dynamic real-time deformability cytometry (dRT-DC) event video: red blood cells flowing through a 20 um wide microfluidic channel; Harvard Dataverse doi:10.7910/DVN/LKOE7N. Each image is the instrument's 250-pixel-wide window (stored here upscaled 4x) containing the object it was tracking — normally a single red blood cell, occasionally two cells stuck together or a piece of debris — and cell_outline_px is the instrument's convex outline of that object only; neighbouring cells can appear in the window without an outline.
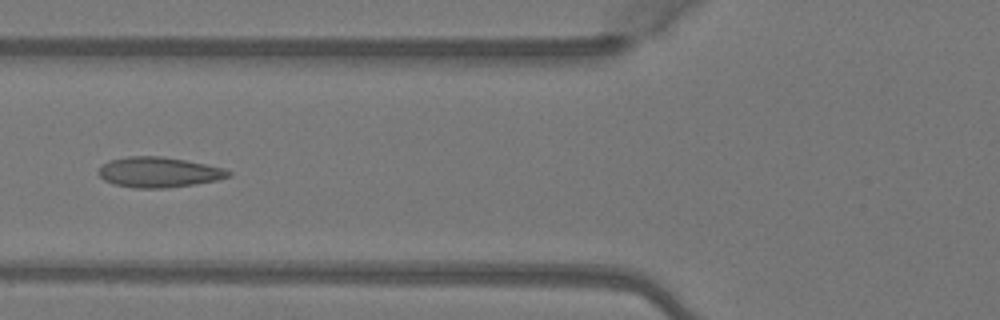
{"species": "Egyptian fruit bat (a non-hibernating species)", "species_latin": "Rousettus aegyptiacus", "temperature_condition": "warm", "stored_images_in_passage": 5, "camera_frame_rate_fps": 3000, "um_per_image_px": 0.085, "animal": {"sex": "female"}, "frame": {"image": 1, "passage_image": 5, "time_ms": 1.333, "image_size_px": [1000, 320], "cell_outline_px": [[232, 176], [216, 180], [168, 188], [136, 188], [116, 184], [104, 180], [96, 172], [100, 164], [108, 160], [128, 156], [164, 156], [224, 168], [232, 172]], "centroid_in_image_um": [13.45, 14.63], "position_along_channel_um": 112.4, "area_um2": 23.0}}